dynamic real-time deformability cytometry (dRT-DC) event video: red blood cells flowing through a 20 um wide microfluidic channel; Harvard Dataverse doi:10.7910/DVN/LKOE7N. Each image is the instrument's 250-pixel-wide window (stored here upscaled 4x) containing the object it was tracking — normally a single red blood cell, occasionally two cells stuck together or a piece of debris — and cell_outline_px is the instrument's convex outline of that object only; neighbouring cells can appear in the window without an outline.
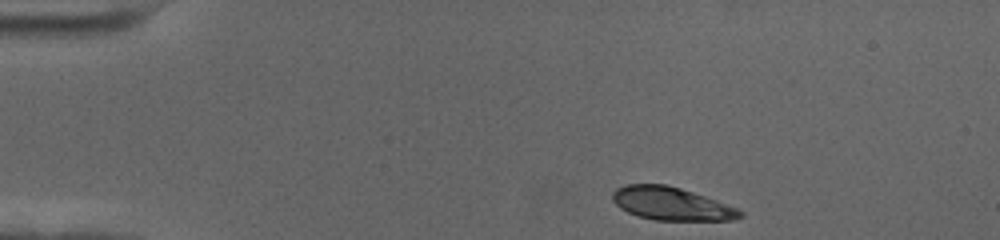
{"species": "human", "species_latin": "Homo sapiens", "temperature_condition": "cold", "stored_images_in_passage": 49, "camera_frame_rate_fps": 3000, "um_per_image_px": 0.085, "donor": {"sex": "female"}, "frame": {"image": 1, "passage_image": 1, "time_ms": 0.0, "image_size_px": [1000, 240], "cell_outline_px": [[744, 216], [732, 220], [656, 220], [640, 216], [628, 212], [620, 208], [612, 200], [612, 192], [616, 188], [628, 184], [668, 184], [716, 200], [736, 208], [744, 212]], "centroid_in_image_um": [57.06, 17.31], "position_along_channel_um": 27.9, "area_um2": 24.39}}
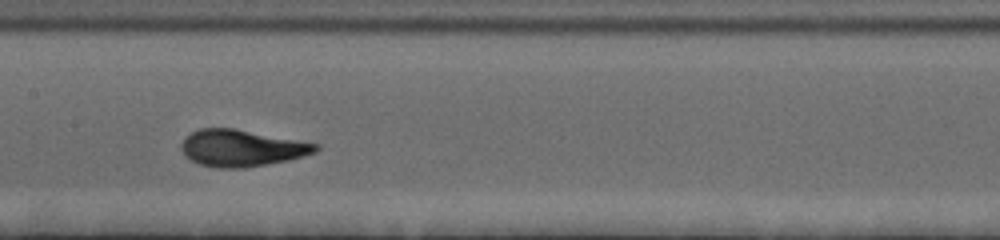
{"frame": {"image": 2, "passage_image": 21, "time_ms": 6.667, "image_size_px": [1000, 240], "cell_outline_px": [[320, 148], [316, 152], [304, 156], [288, 160], [244, 168], [216, 168], [200, 164], [184, 156], [180, 148], [180, 144], [184, 136], [200, 128], [232, 128], [320, 144]], "centroid_in_image_um": [20.51, 12.59], "position_along_channel_um": 186.9, "area_um2": 28.78}}
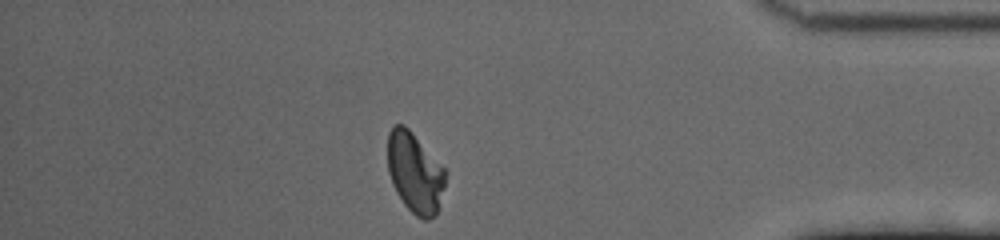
{"frame": {"image": 3, "passage_image": 42, "time_ms": 13.667, "image_size_px": [1000, 240], "cell_outline_px": [[448, 172], [444, 188], [436, 212], [428, 220], [424, 220], [416, 216], [404, 204], [396, 192], [392, 184], [388, 172], [388, 132], [392, 124], [404, 124], [412, 132]], "centroid_in_image_um": [35.25, 14.65], "position_along_channel_um": 399.9, "area_um2": 27.05}, "authors_computed_cell_mechanics": {"area_um2": 27.5128, "velocity_mm_per_s": 3.4844, "shape_relaxation_time_tau1_ms": 3.8234, "shape_relaxation_time_tau2_ms": null, "deformation_change_tau1": 0.1553, "deformation_change_tau2": null}}